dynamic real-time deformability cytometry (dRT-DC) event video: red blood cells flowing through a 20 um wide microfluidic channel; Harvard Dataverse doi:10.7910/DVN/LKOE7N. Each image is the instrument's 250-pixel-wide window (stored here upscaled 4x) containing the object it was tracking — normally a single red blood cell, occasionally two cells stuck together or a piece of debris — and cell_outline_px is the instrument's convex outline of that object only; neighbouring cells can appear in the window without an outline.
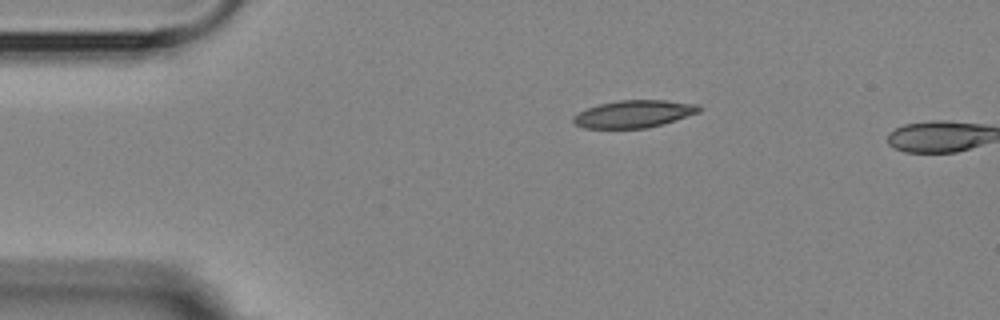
{"species": "Egyptian fruit bat (a non-hibernating species)", "species_latin": "Rousettus aegyptiacus", "temperature_condition": "room temperature", "stored_images_in_passage": 2, "camera_frame_rate_fps": 3000, "um_per_image_px": 0.085, "animal": {"sex": "female"}, "frame": {"image": 1, "passage_image": 1, "time_ms": 0.0, "image_size_px": [1000, 320], "cell_outline_px": [[700, 112], [660, 124], [644, 128], [584, 128], [576, 124], [572, 120], [572, 116], [588, 108], [600, 104], [620, 100], [664, 100], [696, 104], [700, 108]], "centroid_in_image_um": [53.85, 9.68], "position_along_channel_um": 31.2, "area_um2": 19.65}}